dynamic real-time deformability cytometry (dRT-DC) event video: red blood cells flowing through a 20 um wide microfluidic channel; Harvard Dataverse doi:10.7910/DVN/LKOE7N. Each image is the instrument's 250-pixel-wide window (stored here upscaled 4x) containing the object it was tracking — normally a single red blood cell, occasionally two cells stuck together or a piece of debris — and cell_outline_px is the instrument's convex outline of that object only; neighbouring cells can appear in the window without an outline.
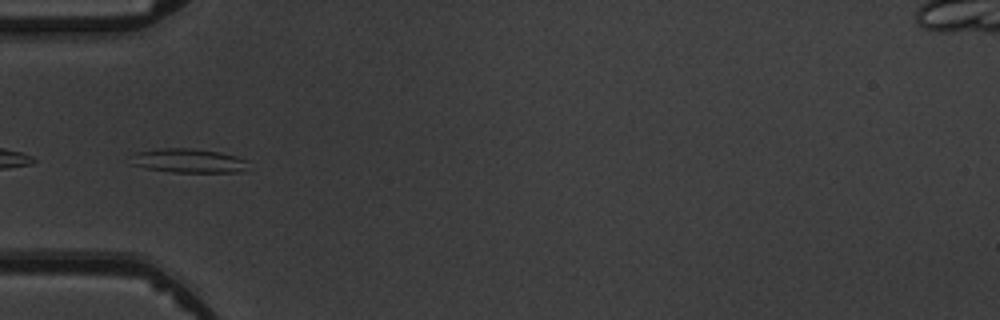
{"species": "common noctule bat (a hibernating species)", "species_latin": "Nyctalus noctula", "temperature_condition": "warm", "stored_images_in_passage": 6, "camera_frame_rate_fps": 3000, "um_per_image_px": 0.085, "animal": {"sex": "male", "body_mass_g": 19.5, "forearm_length_mm": 54.6}, "frame": {"image": 1, "passage_image": 5, "time_ms": 4.667, "image_size_px": [1000, 320], "cell_outline_px": [[248, 160], [244, 168], [240, 172], [172, 172], [148, 168], [128, 164], [136, 152], [160, 148], [192, 148], [220, 152], [236, 156]], "centroid_in_image_um": [15.99, 13.65], "position_along_channel_um": 69.0, "area_um2": 16.42}}
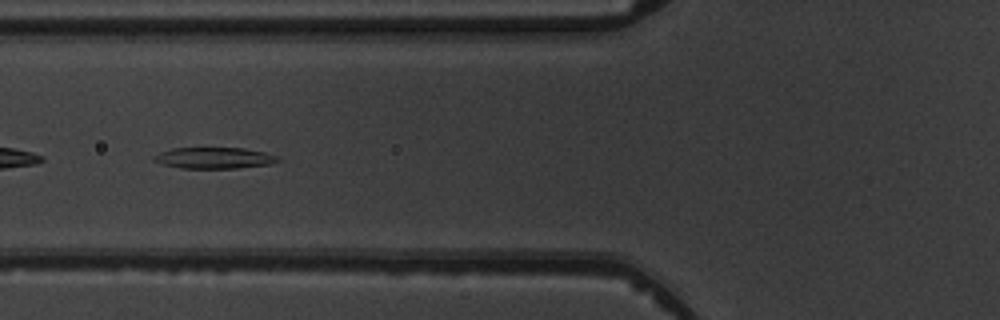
{"frame": {"image": 2, "passage_image": 6, "time_ms": 5.667, "image_size_px": [1000, 320], "cell_outline_px": [[280, 160], [272, 164], [236, 168], [180, 168], [164, 164], [152, 160], [152, 156], [160, 152], [172, 148], [244, 148], [264, 152], [280, 156]], "centroid_in_image_um": [18.23, 13.42], "position_along_channel_um": 107.6, "area_um2": 15.37}}